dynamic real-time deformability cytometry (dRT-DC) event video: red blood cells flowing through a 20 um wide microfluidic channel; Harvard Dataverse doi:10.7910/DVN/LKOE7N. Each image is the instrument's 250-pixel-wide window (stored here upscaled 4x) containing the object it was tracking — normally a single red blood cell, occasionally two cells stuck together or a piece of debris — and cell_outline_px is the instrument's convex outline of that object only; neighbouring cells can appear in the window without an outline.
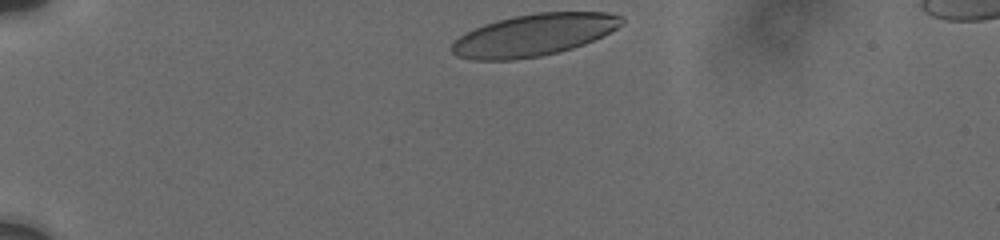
{"species": "human", "species_latin": "Homo sapiens", "temperature_condition": "cold", "stored_images_in_passage": 3, "camera_frame_rate_fps": 3000, "um_per_image_px": 0.085, "donor": {"sex": "male"}, "frame": {"image": 1, "passage_image": 1, "time_ms": 0.0, "image_size_px": [1000, 240], "cell_outline_px": [[624, 20], [616, 28], [584, 44], [572, 48], [540, 56], [512, 60], [472, 60], [456, 56], [452, 52], [452, 44], [464, 32], [484, 24], [496, 20], [512, 16], [536, 12], [608, 12], [624, 16]], "centroid_in_image_um": [45.34, 2.96], "position_along_channel_um": 39.7, "area_um2": 41.44}}